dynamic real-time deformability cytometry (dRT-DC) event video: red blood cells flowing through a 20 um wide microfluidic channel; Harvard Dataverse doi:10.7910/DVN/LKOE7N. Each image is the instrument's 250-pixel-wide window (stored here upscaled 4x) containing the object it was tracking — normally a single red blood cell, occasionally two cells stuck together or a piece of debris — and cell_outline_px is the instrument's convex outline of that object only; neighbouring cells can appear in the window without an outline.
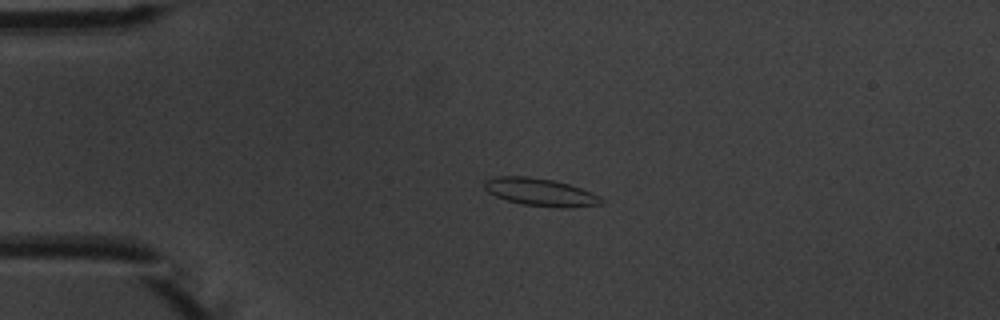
{"species": "common noctule bat (a hibernating species)", "species_latin": "Nyctalus noctula", "temperature_condition": "warm", "stored_images_in_passage": 5, "camera_frame_rate_fps": 3000, "um_per_image_px": 0.085, "animal": {"sex": "male", "body_mass_g": 20.1, "forearm_length_mm": 53.5}, "frame": {"image": 1, "passage_image": 4, "time_ms": 3.667, "image_size_px": [1000, 320], "cell_outline_px": [[604, 200], [600, 204], [568, 208], [564, 208], [524, 204], [508, 200], [496, 196], [488, 192], [484, 188], [484, 180], [496, 176], [528, 176], [552, 180], [568, 184], [592, 192], [600, 196]], "centroid_in_image_um": [45.93, 16.32], "position_along_channel_um": 39.1, "area_um2": 18.67}}